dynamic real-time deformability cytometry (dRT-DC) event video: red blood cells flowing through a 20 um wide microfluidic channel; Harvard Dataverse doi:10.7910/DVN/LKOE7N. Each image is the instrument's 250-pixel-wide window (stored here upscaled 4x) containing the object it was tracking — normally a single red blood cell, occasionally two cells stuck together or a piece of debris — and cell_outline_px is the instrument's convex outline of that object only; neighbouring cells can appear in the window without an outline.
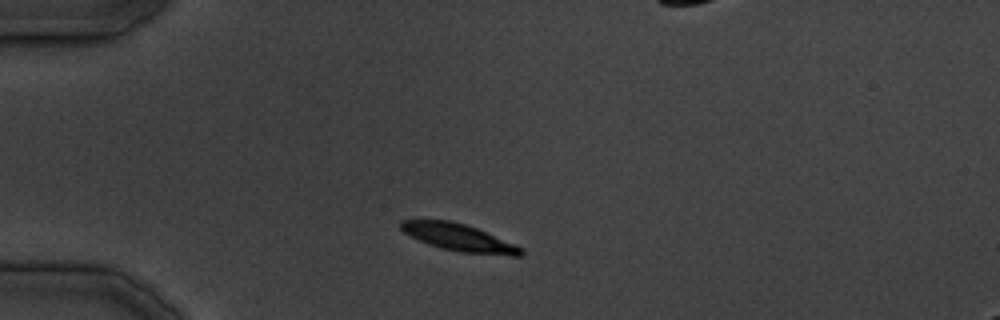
{"species": "common noctule bat (a hibernating species)", "species_latin": "Nyctalus noctula", "temperature_condition": "cold", "stored_images_in_passage": 15, "camera_frame_rate_fps": 3000, "um_per_image_px": 0.085, "animal": {"sex": "male", "body_mass_g": 19.5, "forearm_length_mm": 54.6}, "frame": {"image": 1, "passage_image": 1, "time_ms": 0.0, "image_size_px": [1000, 320], "cell_outline_px": [[524, 252], [520, 256], [512, 256], [460, 252], [440, 248], [428, 244], [404, 232], [400, 228], [400, 220], [452, 220], [476, 228], [516, 244], [524, 248]], "centroid_in_image_um": [39.05, 20.2], "position_along_channel_um": 46.0, "area_um2": 19.02}}
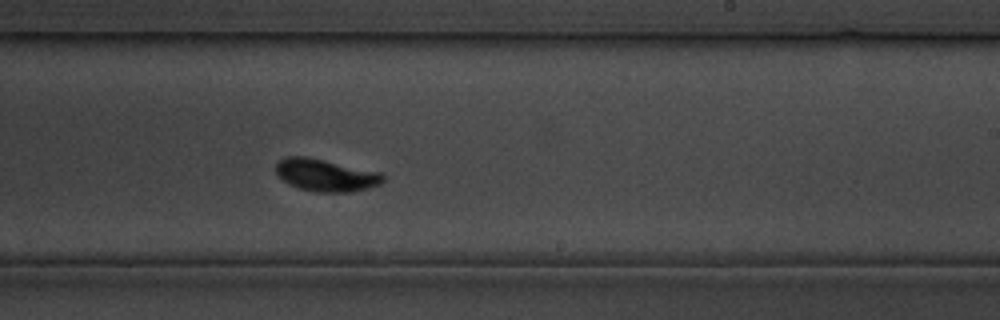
{"frame": {"image": 2, "passage_image": 15, "time_ms": 16.667, "image_size_px": [1000, 320], "cell_outline_px": [[384, 180], [380, 184], [368, 188], [352, 192], [316, 192], [300, 188], [288, 184], [276, 172], [276, 160], [284, 156], [308, 156], [384, 172]], "centroid_in_image_um": [27.71, 14.86], "position_along_channel_um": 261.3, "area_um2": 20.58}}